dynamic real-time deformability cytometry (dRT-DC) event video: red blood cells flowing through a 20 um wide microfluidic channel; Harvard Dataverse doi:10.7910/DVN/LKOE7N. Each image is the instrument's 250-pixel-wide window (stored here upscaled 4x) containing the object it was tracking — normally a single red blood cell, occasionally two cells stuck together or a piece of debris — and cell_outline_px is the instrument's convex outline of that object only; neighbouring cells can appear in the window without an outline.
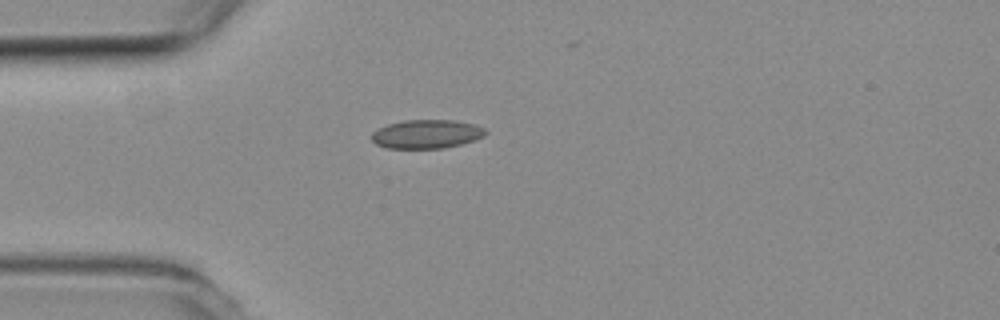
{"species": "common noctule bat (a hibernating species)", "species_latin": "Nyctalus noctula", "temperature_condition": "room temperature", "stored_images_in_passage": 40, "camera_frame_rate_fps": 3000, "um_per_image_px": 0.085, "animal": {"sex": "female", "body_mass_g": 19.3, "forearm_length_mm": 54.1}, "frame": {"image": 1, "passage_image": 1, "time_ms": 0.0, "image_size_px": [1000, 320], "cell_outline_px": [[488, 132], [484, 136], [460, 144], [444, 148], [388, 148], [376, 144], [372, 140], [372, 132], [388, 124], [404, 120], [456, 120], [476, 124], [484, 128]], "centroid_in_image_um": [36.28, 11.38], "position_along_channel_um": 48.7, "area_um2": 19.02}}
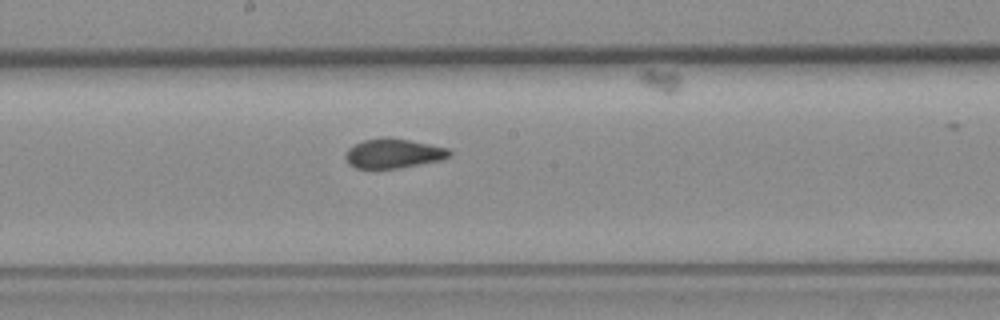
{"frame": {"image": 2, "passage_image": 15, "time_ms": 4.667, "image_size_px": [1000, 320], "cell_outline_px": [[452, 152], [448, 156], [440, 160], [420, 164], [396, 168], [356, 168], [348, 164], [344, 156], [348, 148], [364, 140], [380, 136], [388, 136], [448, 148]], "centroid_in_image_um": [33.39, 13.03], "position_along_channel_um": 214.8, "area_um2": 17.8}}
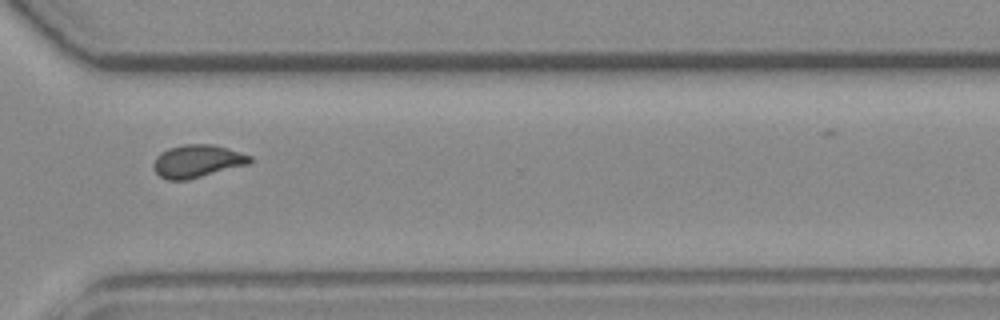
{"frame": {"image": 3, "passage_image": 26, "time_ms": 8.333, "image_size_px": [1000, 320], "cell_outline_px": [[252, 160], [248, 164], [188, 180], [168, 180], [160, 176], [156, 172], [152, 164], [156, 156], [160, 152], [168, 148], [184, 144], [212, 144], [252, 156]], "centroid_in_image_um": [16.73, 13.7], "position_along_channel_um": 353.9, "area_um2": 18.32}, "authors_computed_cell_mechanics": {"area_um2": 17.8024, "velocity_mm_per_s": 3.802, "shape_relaxation_time_tau1_ms": null, "shape_relaxation_time_tau2_ms": 1.0841, "deformation_change_tau1": null, "deformation_change_tau2": 0.0603}}